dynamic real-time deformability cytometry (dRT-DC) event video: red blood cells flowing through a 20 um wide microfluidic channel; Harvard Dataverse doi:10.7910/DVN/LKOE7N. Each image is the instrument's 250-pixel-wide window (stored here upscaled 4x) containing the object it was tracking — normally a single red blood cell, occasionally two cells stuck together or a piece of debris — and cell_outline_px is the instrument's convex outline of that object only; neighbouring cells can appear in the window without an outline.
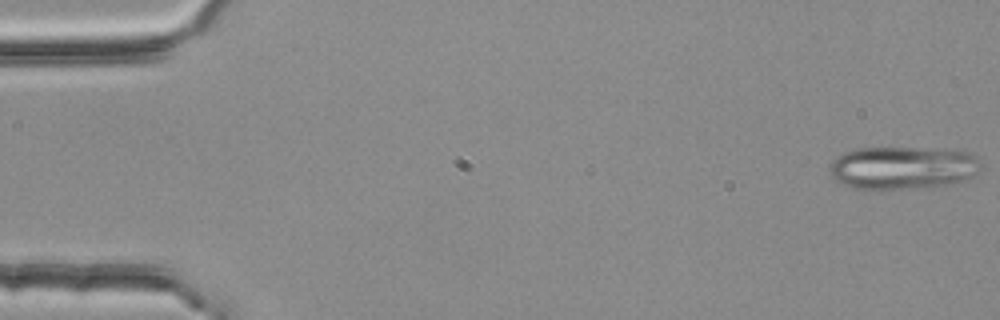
{"species": "common noctule bat (a hibernating species)", "species_latin": "Nyctalus noctula", "temperature_condition": "room temperature", "stored_images_in_passage": 4, "camera_frame_rate_fps": 3000, "um_per_image_px": 0.085, "animal": {"sex": "female", "body_mass_g": 25.1}, "frame": {"image": 1, "passage_image": 1, "time_ms": 0.0, "image_size_px": [1000, 320], "cell_outline_px": [[984, 164], [976, 176], [964, 180], [944, 184], [900, 188], [856, 188], [844, 184], [836, 180], [832, 176], [828, 168], [832, 160], [836, 156], [844, 152], [856, 148], [916, 148], [964, 152], [976, 156]], "centroid_in_image_um": [76.72, 14.24], "position_along_channel_um": 8.3, "area_um2": 37.22}}